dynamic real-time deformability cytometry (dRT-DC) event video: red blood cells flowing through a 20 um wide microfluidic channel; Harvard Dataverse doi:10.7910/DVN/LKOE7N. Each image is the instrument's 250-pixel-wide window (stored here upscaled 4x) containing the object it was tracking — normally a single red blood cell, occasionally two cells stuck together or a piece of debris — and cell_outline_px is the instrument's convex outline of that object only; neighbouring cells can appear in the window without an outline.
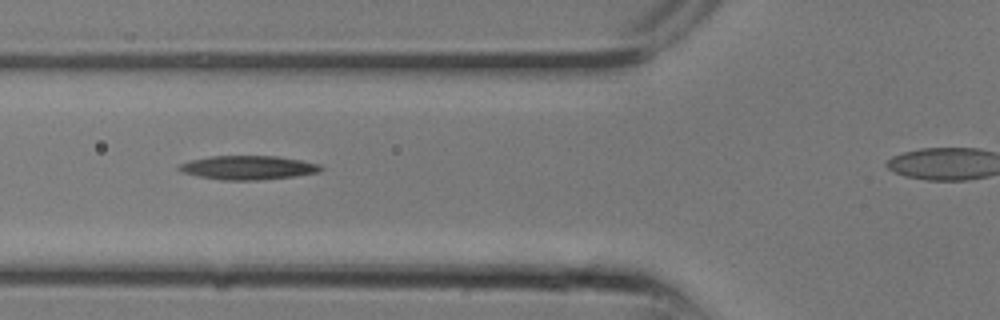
{"species": "common noctule bat (a hibernating species)", "species_latin": "Nyctalus noctula", "temperature_condition": "room temperature", "stored_images_in_passage": 8, "camera_frame_rate_fps": 3000, "um_per_image_px": 0.085, "animal": {"sex": "male", "body_mass_g": 13.3}, "frame": {"image": 1, "passage_image": 7, "time_ms": 2.0, "image_size_px": [1000, 320], "cell_outline_px": [[324, 168], [320, 172], [296, 176], [256, 180], [220, 180], [196, 176], [180, 172], [176, 168], [180, 164], [192, 160], [212, 156], [276, 156], [300, 160], [320, 164]], "centroid_in_image_um": [21.08, 14.25], "position_along_channel_um": 104.7, "area_um2": 19.83}}